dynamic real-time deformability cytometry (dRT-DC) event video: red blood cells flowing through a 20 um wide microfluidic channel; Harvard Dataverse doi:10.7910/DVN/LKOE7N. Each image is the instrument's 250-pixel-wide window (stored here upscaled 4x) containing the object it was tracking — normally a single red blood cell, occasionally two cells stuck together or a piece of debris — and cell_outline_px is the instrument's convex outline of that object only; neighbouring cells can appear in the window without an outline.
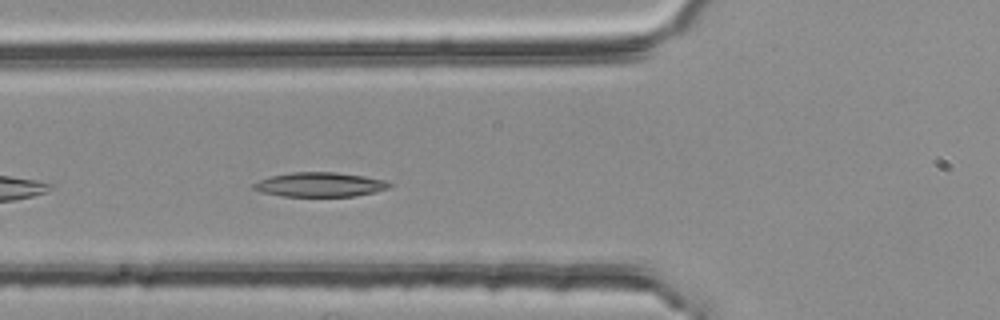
{"species": "common noctule bat (a hibernating species)", "species_latin": "Nyctalus noctula", "temperature_condition": "room temperature", "stored_images_in_passage": 28, "camera_frame_rate_fps": 3000, "um_per_image_px": 0.085, "animal": {"sex": "female", "body_mass_g": 25.1}, "frame": {"image": 1, "passage_image": 5, "time_ms": 1.333, "image_size_px": [1000, 320], "cell_outline_px": [[392, 184], [388, 188], [376, 192], [356, 196], [280, 196], [260, 192], [252, 188], [252, 184], [260, 180], [272, 176], [292, 172], [336, 172], [364, 176], [384, 180]], "centroid_in_image_um": [27.18, 15.69], "position_along_channel_um": 98.6, "area_um2": 19.31}}
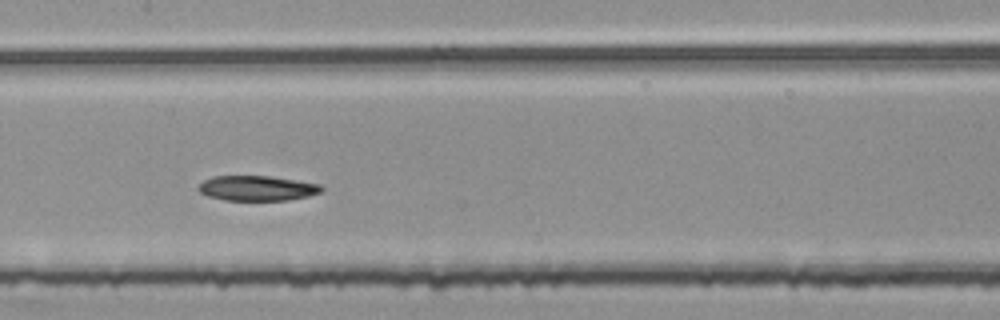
{"frame": {"image": 2, "passage_image": 12, "time_ms": 3.667, "image_size_px": [1000, 320], "cell_outline_px": [[324, 188], [320, 192], [308, 196], [288, 200], [224, 200], [208, 196], [200, 192], [196, 188], [204, 180], [212, 176], [268, 176], [296, 180], [320, 184]], "centroid_in_image_um": [21.83, 15.99], "position_along_channel_um": 185.6, "area_um2": 17.92}}
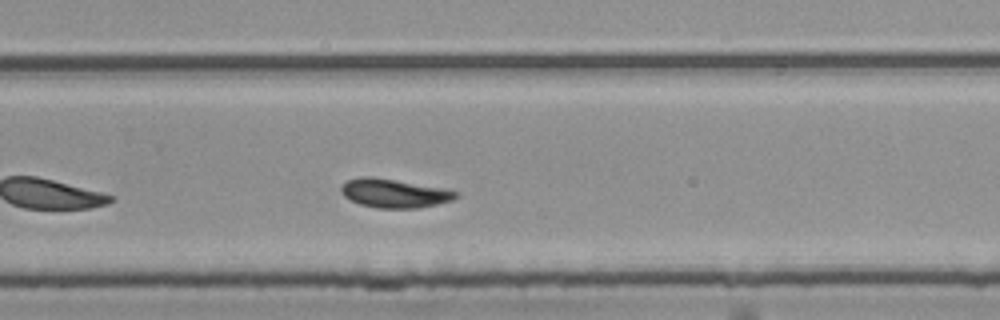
{"frame": {"image": 3, "passage_image": 21, "time_ms": 6.667, "image_size_px": [1000, 320], "cell_outline_px": [[460, 196], [452, 200], [420, 208], [376, 208], [360, 204], [344, 196], [340, 192], [340, 188], [344, 180], [360, 176], [372, 176], [444, 188], [460, 192]], "centroid_in_image_um": [33.5, 16.41], "position_along_channel_um": 296.3, "area_um2": 19.48}}